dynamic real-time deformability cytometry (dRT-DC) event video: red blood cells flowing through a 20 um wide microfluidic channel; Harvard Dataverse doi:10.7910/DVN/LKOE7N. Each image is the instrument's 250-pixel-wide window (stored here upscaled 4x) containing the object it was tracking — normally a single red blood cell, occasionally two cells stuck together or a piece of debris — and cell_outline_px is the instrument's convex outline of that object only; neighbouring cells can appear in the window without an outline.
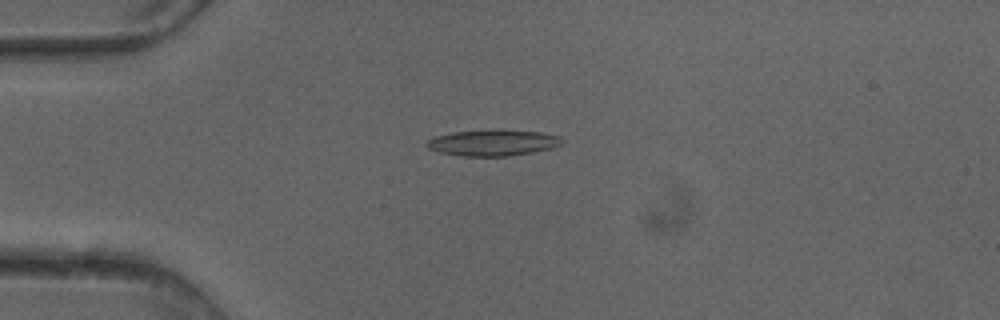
{"species": "common noctule bat (a hibernating species)", "species_latin": "Nyctalus noctula", "temperature_condition": "cold", "stored_images_in_passage": 48, "camera_frame_rate_fps": 3000, "um_per_image_px": 0.085, "animal": {"sex": "female"}, "frame": {"image": 1, "passage_image": 13, "time_ms": 4.0, "image_size_px": [1000, 320], "cell_outline_px": [[564, 144], [552, 148], [532, 152], [508, 156], [460, 156], [440, 152], [428, 148], [424, 144], [428, 140], [436, 136], [452, 132], [540, 132], [560, 136], [564, 140]], "centroid_in_image_um": [41.91, 12.18], "position_along_channel_um": 43.1, "area_um2": 19.77}}
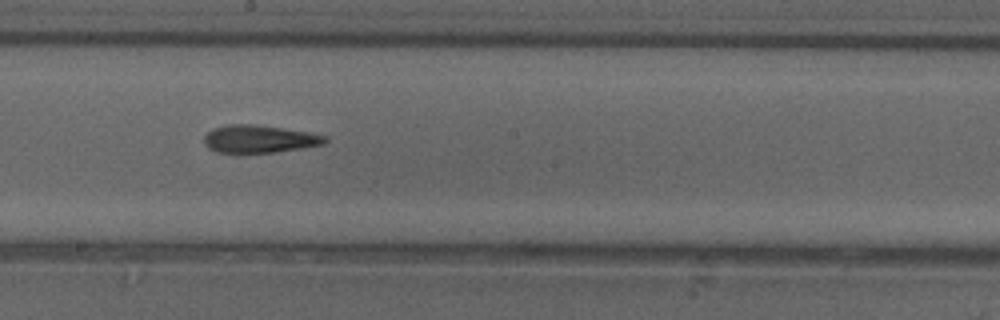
{"frame": {"image": 2, "passage_image": 28, "time_ms": 9.0, "image_size_px": [1000, 320], "cell_outline_px": [[328, 140], [324, 144], [276, 152], [236, 156], [216, 152], [208, 148], [204, 144], [204, 136], [212, 128], [228, 124], [256, 124], [308, 132], [328, 136]], "centroid_in_image_um": [21.97, 11.85], "position_along_channel_um": 226.2, "area_um2": 20.35}}
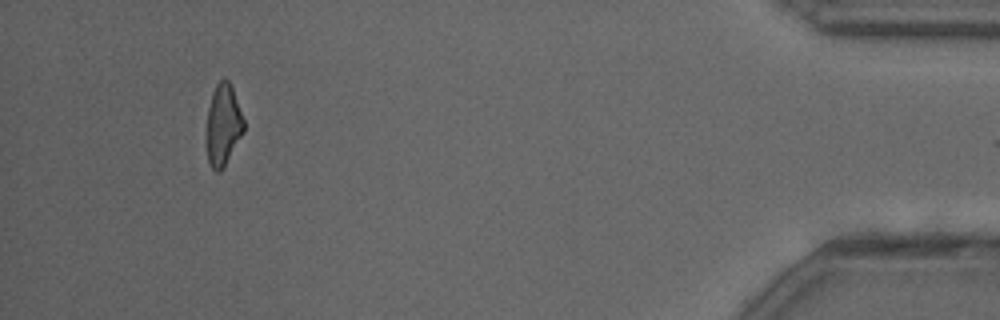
{"frame": {"image": 3, "passage_image": 47, "time_ms": 15.333, "image_size_px": [1000, 320], "cell_outline_px": [[244, 132], [220, 172], [216, 172], [212, 168], [208, 160], [208, 108], [212, 92], [216, 84], [224, 76], [228, 80], [232, 88], [244, 120]], "centroid_in_image_um": [18.98, 10.58], "position_along_channel_um": 416.2, "area_um2": 17.22}, "authors_computed_cell_mechanics": {"area_um2": 19.8832, "velocity_mm_per_s": 4.1261, "shape_relaxation_time_tau1_ms": null, "shape_relaxation_time_tau2_ms": 4.9692, "deformation_change_tau1": null, "deformation_change_tau2": 0.1798}}